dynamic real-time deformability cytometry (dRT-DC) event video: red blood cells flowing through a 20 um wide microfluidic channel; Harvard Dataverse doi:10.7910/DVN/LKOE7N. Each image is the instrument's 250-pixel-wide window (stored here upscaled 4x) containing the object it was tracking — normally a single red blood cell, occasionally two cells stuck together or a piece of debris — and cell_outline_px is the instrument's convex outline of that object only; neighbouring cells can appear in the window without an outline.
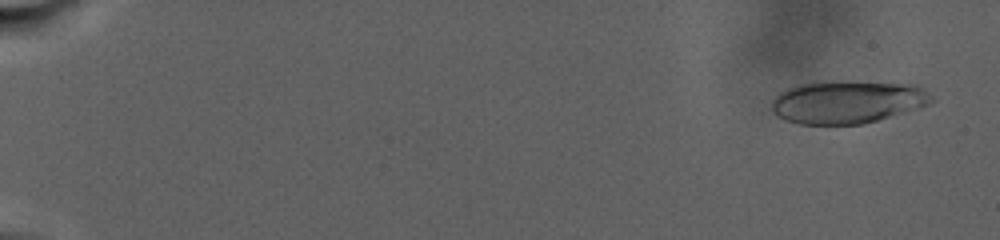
{"species": "human", "species_latin": "Homo sapiens", "temperature_condition": "warm", "stored_images_in_passage": 43, "camera_frame_rate_fps": 3000, "um_per_image_px": 0.085, "donor": {"sex": "male"}, "frame": {"image": 1, "passage_image": 3, "time_ms": 1.333, "image_size_px": [1000, 240], "cell_outline_px": [[936, 100], [928, 104], [904, 112], [864, 124], [800, 124], [784, 120], [776, 116], [772, 112], [772, 100], [780, 92], [788, 88], [800, 84], [836, 80], [920, 84]], "centroid_in_image_um": [72.05, 8.65], "position_along_channel_um": 13.0, "area_um2": 40.34}}
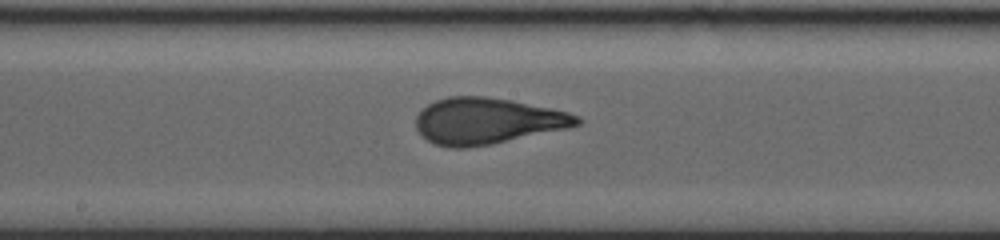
{"frame": {"image": 2, "passage_image": 27, "time_ms": 17.667, "image_size_px": [1000, 240], "cell_outline_px": [[584, 120], [580, 124], [568, 128], [492, 144], [464, 148], [448, 148], [436, 144], [428, 140], [416, 128], [416, 116], [428, 104], [436, 100], [448, 96], [488, 96], [512, 100], [552, 108], [568, 112], [580, 116]], "centroid_in_image_um": [41.45, 10.27], "position_along_channel_um": 206.8, "area_um2": 43.52}}
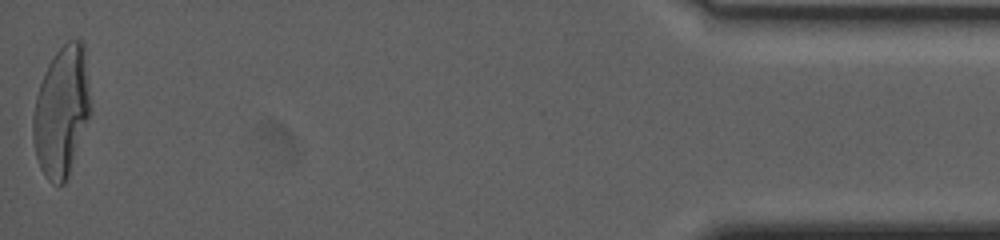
{"frame": {"image": 3, "passage_image": 43, "time_ms": 30.333, "image_size_px": [1000, 240], "cell_outline_px": [[92, 112], [68, 176], [64, 184], [52, 184], [44, 176], [40, 168], [36, 156], [32, 140], [32, 116], [36, 96], [44, 72], [48, 64], [56, 52], [68, 40], [80, 40], [84, 44], [92, 108]], "centroid_in_image_um": [5.24, 9.48], "position_along_channel_um": 430.0, "area_um2": 44.16}, "authors_computed_cell_mechanics": {"area_um2": 41.7316, "velocity_mm_per_s": 2.3677, "shape_relaxation_time_tau1_ms": 9.4326, "shape_relaxation_time_tau2_ms": null, "deformation_change_tau1": 0.2504, "deformation_change_tau2": null}}